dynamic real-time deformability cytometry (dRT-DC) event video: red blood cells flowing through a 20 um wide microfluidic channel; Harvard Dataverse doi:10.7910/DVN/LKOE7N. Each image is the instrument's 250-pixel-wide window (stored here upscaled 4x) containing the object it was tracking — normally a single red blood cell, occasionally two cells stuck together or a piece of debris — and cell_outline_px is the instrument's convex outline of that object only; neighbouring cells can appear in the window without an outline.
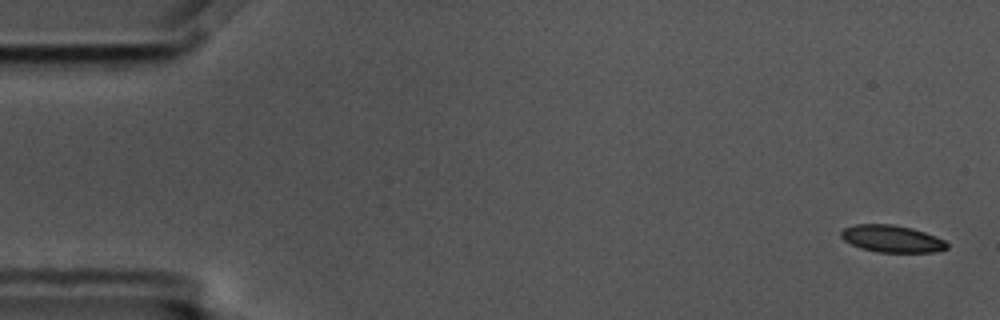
{"species": "common noctule bat (a hibernating species)", "species_latin": "Nyctalus noctula", "temperature_condition": "cold", "stored_images_in_passage": 5, "camera_frame_rate_fps": 3000, "um_per_image_px": 0.085, "animal": {"sex": "male", "body_mass_g": 17.5, "forearm_length_mm": 52.3}, "frame": {"image": 1, "passage_image": 1, "time_ms": 0.0, "image_size_px": [1000, 320], "cell_outline_px": [[948, 248], [932, 252], [880, 252], [860, 248], [844, 240], [840, 236], [840, 232], [844, 228], [856, 224], [892, 224], [912, 228], [936, 236], [944, 240], [948, 244]], "centroid_in_image_um": [75.8, 20.29], "position_along_channel_um": 9.2, "area_um2": 16.65}}
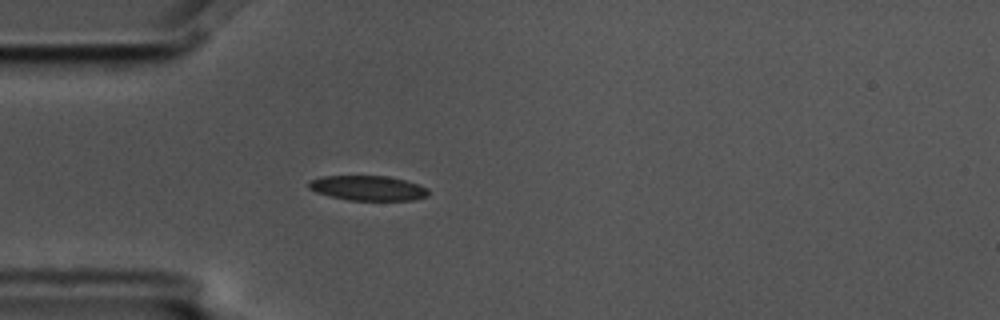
{"frame": {"image": 2, "passage_image": 5, "time_ms": 1.333, "image_size_px": [1000, 320], "cell_outline_px": [[428, 196], [412, 200], [348, 200], [316, 192], [308, 188], [308, 180], [324, 176], [388, 176], [420, 184], [428, 188]], "centroid_in_image_um": [31.28, 15.98], "position_along_channel_um": 53.7, "area_um2": 17.34}}